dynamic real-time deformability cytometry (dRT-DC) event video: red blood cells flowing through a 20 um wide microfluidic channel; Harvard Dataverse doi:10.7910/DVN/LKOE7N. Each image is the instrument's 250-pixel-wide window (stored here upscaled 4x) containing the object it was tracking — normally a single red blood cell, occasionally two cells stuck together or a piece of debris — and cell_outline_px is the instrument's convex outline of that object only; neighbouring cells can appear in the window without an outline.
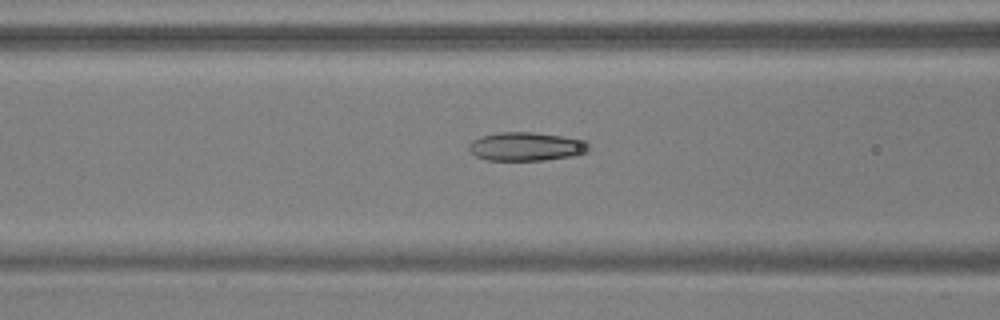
{"species": "common noctule bat (a hibernating species)", "species_latin": "Nyctalus noctula", "temperature_condition": "warm", "stored_images_in_passage": 47, "camera_frame_rate_fps": 3000, "um_per_image_px": 0.085, "animal": {"sex": "male", "body_mass_g": 17.9, "forearm_length_mm": 54.2}, "frame": {"image": 1, "passage_image": 22, "time_ms": 7.0, "image_size_px": [1000, 320], "cell_outline_px": [[592, 148], [588, 152], [576, 156], [544, 160], [488, 160], [476, 156], [468, 148], [468, 144], [472, 140], [480, 136], [500, 132], [532, 132], [588, 140]], "centroid_in_image_um": [44.79, 12.45], "position_along_channel_um": 121.8, "area_um2": 20.29}}
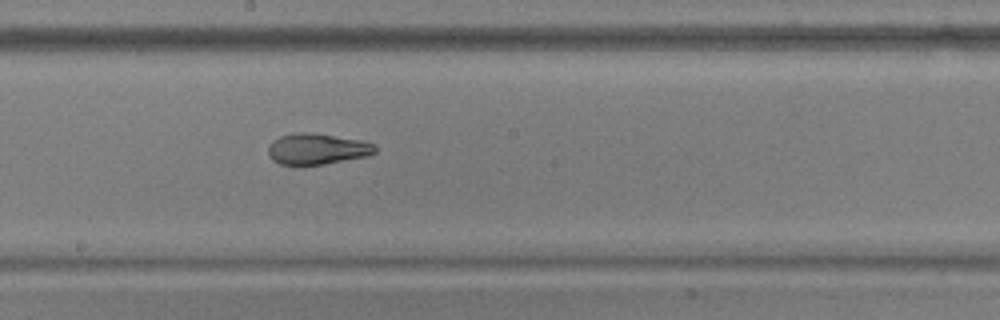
{"frame": {"image": 2, "passage_image": 30, "time_ms": 9.667, "image_size_px": [1000, 320], "cell_outline_px": [[376, 152], [368, 156], [324, 164], [296, 168], [280, 164], [272, 160], [268, 156], [268, 144], [272, 140], [280, 136], [292, 132], [308, 132], [360, 140], [376, 144]], "centroid_in_image_um": [26.88, 12.69], "position_along_channel_um": 221.3, "area_um2": 20.0}}
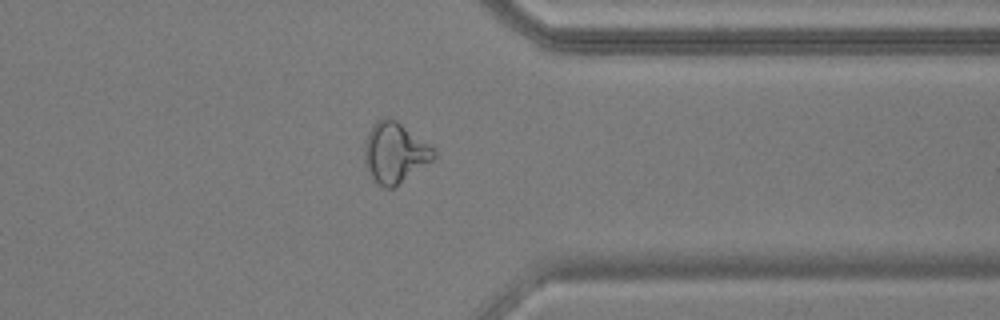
{"frame": {"image": 3, "passage_image": 43, "time_ms": 14.0, "image_size_px": [1000, 320], "cell_outline_px": [[436, 156], [432, 160], [392, 188], [384, 188], [376, 184], [364, 160], [364, 144], [368, 132], [372, 124], [376, 120], [384, 116], [388, 116], [396, 120], [428, 144], [436, 152]], "centroid_in_image_um": [33.51, 12.95], "position_along_channel_um": 377.9, "area_um2": 24.1}}